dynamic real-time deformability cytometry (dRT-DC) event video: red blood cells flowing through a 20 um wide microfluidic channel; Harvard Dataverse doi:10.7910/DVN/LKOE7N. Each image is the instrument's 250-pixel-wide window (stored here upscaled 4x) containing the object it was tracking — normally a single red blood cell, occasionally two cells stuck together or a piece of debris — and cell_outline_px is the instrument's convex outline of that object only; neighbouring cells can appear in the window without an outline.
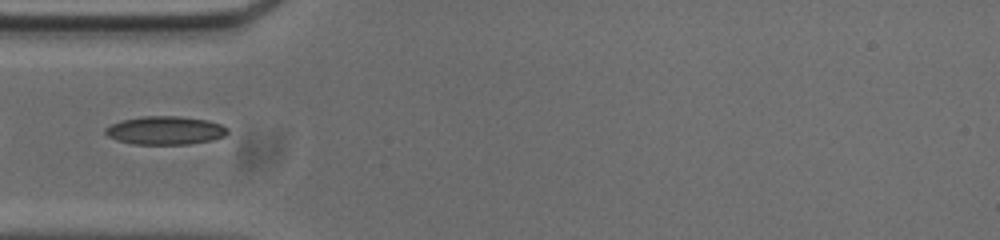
{"species": "common noctule bat (a hibernating species)", "species_latin": "Nyctalus noctula", "temperature_condition": "cold", "stored_images_in_passage": 39, "camera_frame_rate_fps": 3000, "um_per_image_px": 0.085, "animal": {"sex": "male", "body_mass_g": 20.0, "forearm_length_mm": 53.3}, "frame": {"image": 1, "passage_image": 1, "time_ms": 0.0, "image_size_px": [1000, 240], "cell_outline_px": [[228, 132], [224, 136], [212, 140], [188, 144], [132, 144], [116, 140], [108, 136], [104, 132], [104, 128], [112, 124], [124, 120], [144, 116], [180, 116], [208, 120], [220, 124], [228, 128]], "centroid_in_image_um": [14.05, 11.09], "position_along_channel_um": 71.0, "area_um2": 20.17}}
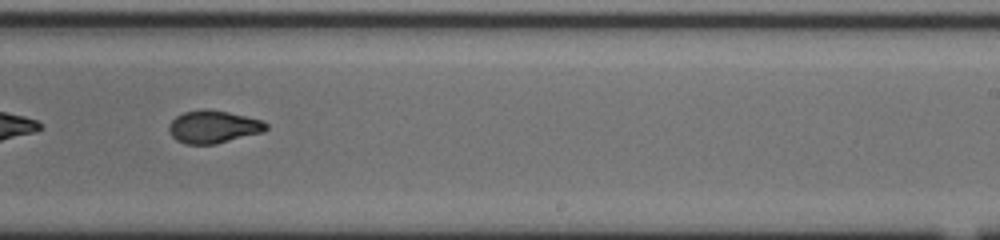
{"frame": {"image": 2, "passage_image": 17, "time_ms": 5.333, "image_size_px": [1000, 240], "cell_outline_px": [[268, 128], [264, 132], [216, 144], [184, 144], [176, 140], [172, 136], [168, 128], [168, 124], [176, 116], [184, 112], [204, 108], [228, 112], [264, 120], [268, 124]], "centroid_in_image_um": [18.15, 10.78], "position_along_channel_um": 270.9, "area_um2": 18.73}}